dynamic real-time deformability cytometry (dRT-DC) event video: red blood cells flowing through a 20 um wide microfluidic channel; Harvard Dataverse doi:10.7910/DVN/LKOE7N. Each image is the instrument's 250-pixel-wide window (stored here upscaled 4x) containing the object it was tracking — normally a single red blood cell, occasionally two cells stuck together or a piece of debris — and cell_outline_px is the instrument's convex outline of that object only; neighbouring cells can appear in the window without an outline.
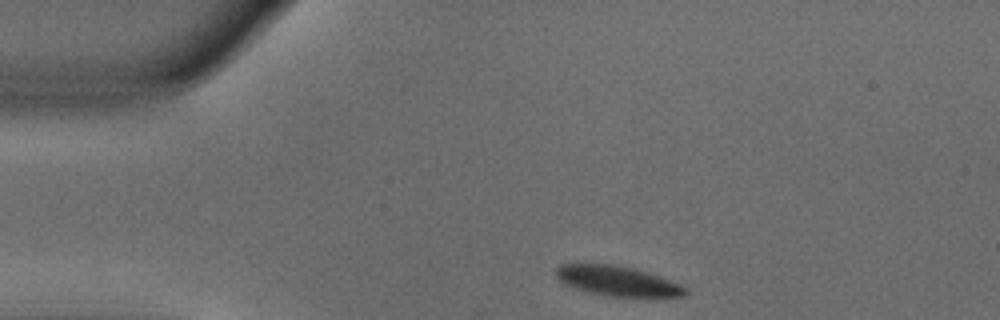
{"species": "common noctule bat (a hibernating species)", "species_latin": "Nyctalus noctula", "temperature_condition": "warm", "stored_images_in_passage": 44, "camera_frame_rate_fps": 3000, "um_per_image_px": 0.085, "animal": {"sex": "male", "body_mass_g": 18.8}, "frame": {"image": 1, "passage_image": 1, "time_ms": 0.0, "image_size_px": [1000, 320], "cell_outline_px": [[688, 292], [684, 296], [608, 296], [588, 292], [564, 284], [556, 276], [556, 268], [560, 264], [612, 264], [644, 272], [668, 280], [684, 288]], "centroid_in_image_um": [52.38, 23.88], "position_along_channel_um": 32.6, "area_um2": 21.73}}
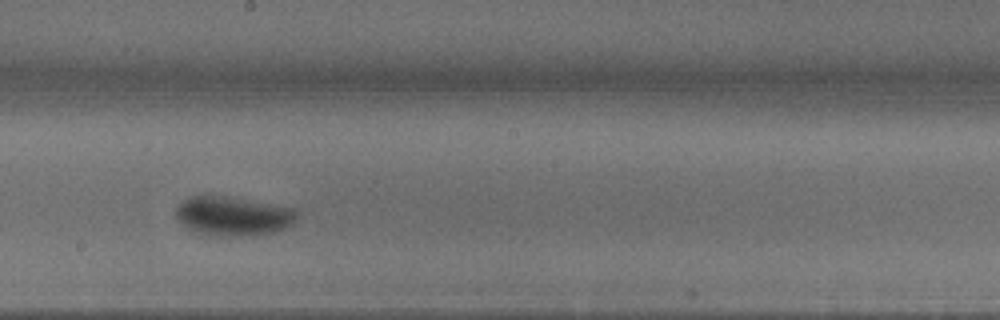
{"frame": {"image": 2, "passage_image": 20, "time_ms": 6.333, "image_size_px": [1000, 320], "cell_outline_px": [[296, 220], [288, 228], [276, 232], [244, 236], [228, 236], [200, 232], [188, 228], [176, 216], [176, 208], [184, 200], [192, 196], [216, 196], [296, 208]], "centroid_in_image_um": [19.87, 18.38], "position_along_channel_um": 228.3, "area_um2": 26.82}}
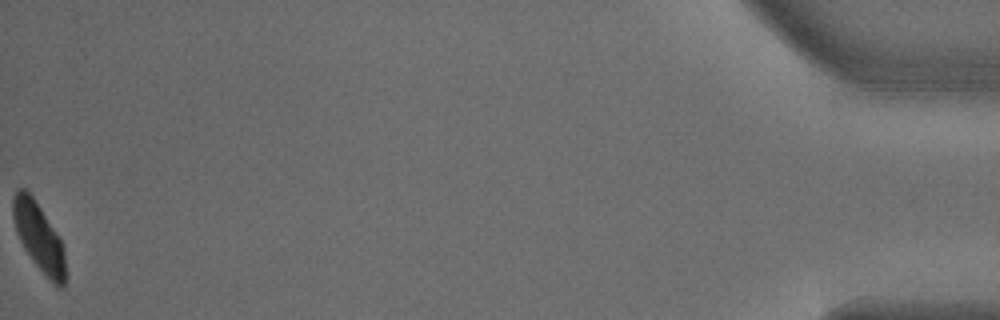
{"frame": {"image": 3, "passage_image": 44, "time_ms": 14.333, "image_size_px": [1000, 320], "cell_outline_px": [[64, 288], [56, 288], [32, 260], [24, 248], [16, 232], [12, 216], [12, 200], [16, 192], [20, 188], [24, 188], [32, 196], [64, 244]], "centroid_in_image_um": [3.29, 20.17], "position_along_channel_um": 431.9, "area_um2": 20.63}, "authors_computed_cell_mechanics": {"area_um2": 24.1604, "velocity_mm_per_s": 3.783, "shape_relaxation_time_tau1_ms": 2.6717, "shape_relaxation_time_tau2_ms": null, "deformation_change_tau1": 0.1417, "deformation_change_tau2": null}}